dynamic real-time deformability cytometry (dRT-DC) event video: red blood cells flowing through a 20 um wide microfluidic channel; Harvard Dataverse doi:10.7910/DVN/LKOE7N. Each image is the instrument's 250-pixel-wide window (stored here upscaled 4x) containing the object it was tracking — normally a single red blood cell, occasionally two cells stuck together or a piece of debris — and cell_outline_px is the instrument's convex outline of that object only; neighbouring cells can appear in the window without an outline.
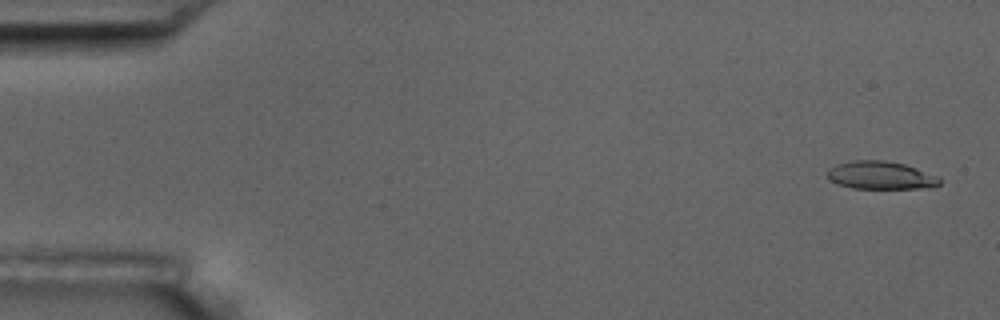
{"species": "common noctule bat (a hibernating species)", "species_latin": "Nyctalus noctula", "temperature_condition": "room temperature", "stored_images_in_passage": 10, "camera_frame_rate_fps": 3000, "um_per_image_px": 0.085, "animal": {"sex": "male", "body_mass_g": 17.5, "forearm_length_mm": 52.3}, "frame": {"image": 1, "passage_image": 1, "time_ms": 0.0, "image_size_px": [1000, 320], "cell_outline_px": [[940, 184], [932, 188], [852, 188], [828, 180], [828, 168], [836, 164], [852, 160], [884, 160], [904, 164], [916, 168], [936, 176], [940, 180]], "centroid_in_image_um": [74.83, 14.9], "position_along_channel_um": 10.2, "area_um2": 18.21}}